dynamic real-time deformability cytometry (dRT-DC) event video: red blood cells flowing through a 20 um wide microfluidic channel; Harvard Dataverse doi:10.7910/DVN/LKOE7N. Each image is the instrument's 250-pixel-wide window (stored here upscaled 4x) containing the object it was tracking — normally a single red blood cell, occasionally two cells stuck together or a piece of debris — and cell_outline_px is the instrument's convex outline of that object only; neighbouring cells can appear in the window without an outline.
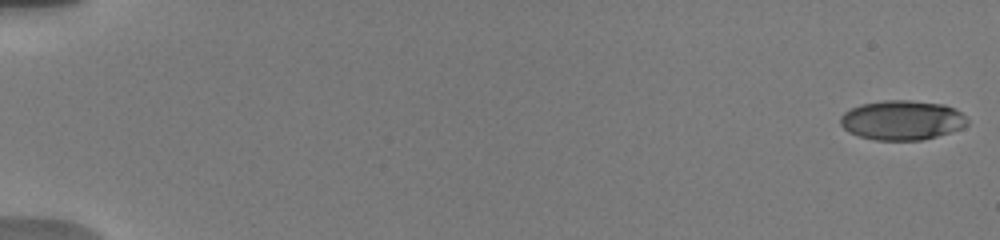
{"species": "human", "species_latin": "Homo sapiens", "temperature_condition": "warm", "stored_images_in_passage": 6, "camera_frame_rate_fps": 3000, "um_per_image_px": 0.085, "donor": {"sex": "male"}, "frame": {"image": 1, "passage_image": 1, "time_ms": 0.0, "image_size_px": [1000, 240], "cell_outline_px": [[968, 124], [964, 128], [936, 136], [920, 140], [876, 140], [860, 136], [848, 132], [840, 124], [840, 116], [844, 112], [860, 104], [884, 100], [908, 100], [944, 104], [956, 108], [968, 120]], "centroid_in_image_um": [76.68, 10.21], "position_along_channel_um": 8.3, "area_um2": 29.36}}